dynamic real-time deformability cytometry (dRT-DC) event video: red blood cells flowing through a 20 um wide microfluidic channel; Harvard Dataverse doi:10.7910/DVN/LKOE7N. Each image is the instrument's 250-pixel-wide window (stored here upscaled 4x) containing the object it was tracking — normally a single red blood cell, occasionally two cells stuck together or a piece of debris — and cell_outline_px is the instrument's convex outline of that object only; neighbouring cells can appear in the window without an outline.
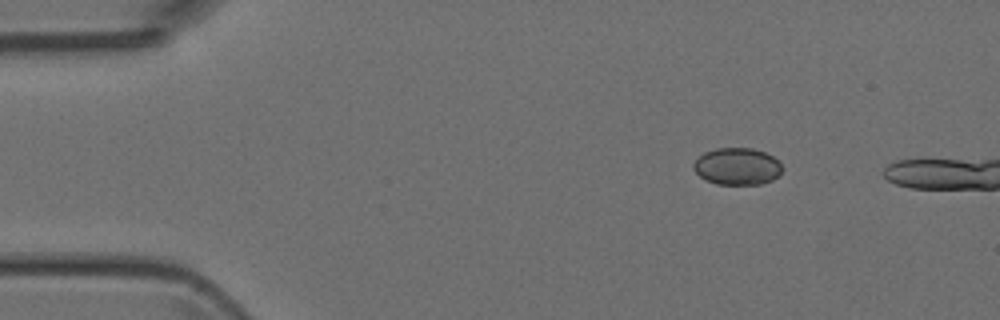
{"species": "Egyptian fruit bat (a non-hibernating species)", "species_latin": "Rousettus aegyptiacus", "temperature_condition": "room temperature", "stored_images_in_passage": 3, "camera_frame_rate_fps": 3000, "um_per_image_px": 0.085, "animal": {"sex": "female"}, "frame": {"image": 1, "passage_image": 1, "time_ms": 0.0, "image_size_px": [1000, 320], "cell_outline_px": [[784, 168], [780, 176], [772, 180], [760, 184], [716, 184], [704, 180], [692, 168], [692, 164], [704, 152], [716, 148], [752, 148], [764, 152], [780, 160]], "centroid_in_image_um": [62.69, 14.14], "position_along_channel_um": 22.3, "area_um2": 19.42}}